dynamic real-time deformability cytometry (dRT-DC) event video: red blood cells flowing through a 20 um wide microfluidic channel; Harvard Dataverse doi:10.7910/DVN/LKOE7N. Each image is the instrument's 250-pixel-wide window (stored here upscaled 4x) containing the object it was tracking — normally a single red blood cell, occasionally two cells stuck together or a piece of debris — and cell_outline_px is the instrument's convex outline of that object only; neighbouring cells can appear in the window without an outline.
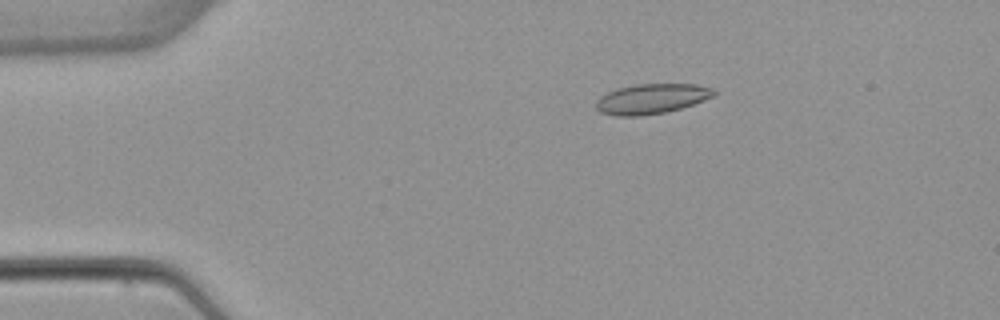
{"species": "common noctule bat (a hibernating species)", "species_latin": "Nyctalus noctula", "temperature_condition": "warm", "stored_images_in_passage": 5, "camera_frame_rate_fps": 3000, "um_per_image_px": 0.085, "animal": {"sex": "female", "body_mass_g": 22.7, "forearm_length_mm": 54.2}, "frame": {"image": 1, "passage_image": 3, "time_ms": 2.667, "image_size_px": [1000, 320], "cell_outline_px": [[716, 96], [680, 108], [664, 112], [640, 116], [616, 116], [600, 112], [596, 108], [596, 100], [600, 96], [616, 88], [636, 84], [696, 84], [712, 88], [716, 92]], "centroid_in_image_um": [55.37, 8.39], "position_along_channel_um": 29.6, "area_um2": 20.63}}
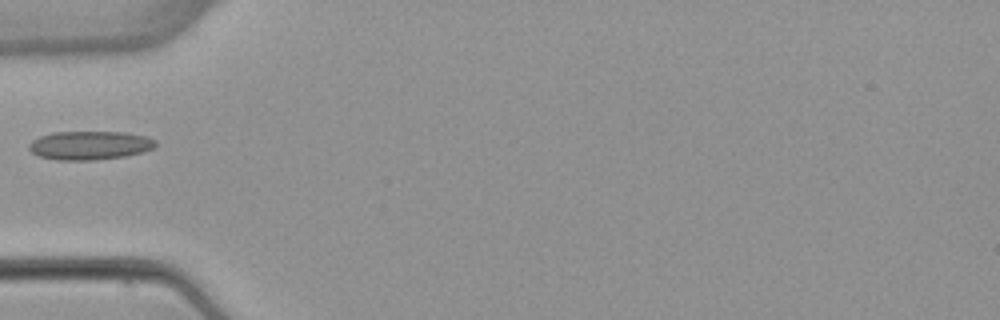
{"frame": {"image": 2, "passage_image": 5, "time_ms": 5.333, "image_size_px": [1000, 320], "cell_outline_px": [[156, 144], [152, 148], [144, 152], [124, 156], [96, 160], [56, 160], [40, 156], [32, 152], [28, 148], [28, 144], [32, 140], [40, 136], [52, 132], [124, 132], [148, 136], [156, 140]], "centroid_in_image_um": [7.63, 12.35], "position_along_channel_um": 77.4, "area_um2": 21.27}}